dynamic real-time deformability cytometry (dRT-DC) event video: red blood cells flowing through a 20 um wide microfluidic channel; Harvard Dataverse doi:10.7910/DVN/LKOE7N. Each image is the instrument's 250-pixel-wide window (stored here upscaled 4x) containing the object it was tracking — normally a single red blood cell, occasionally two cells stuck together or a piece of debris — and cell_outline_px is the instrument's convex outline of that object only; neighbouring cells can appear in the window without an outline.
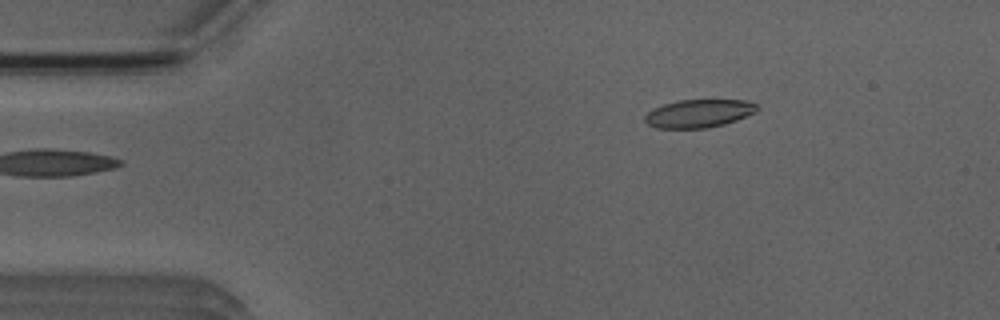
{"species": "Egyptian fruit bat (a non-hibernating species)", "species_latin": "Rousettus aegyptiacus", "temperature_condition": "room temperature", "stored_images_in_passage": 6, "camera_frame_rate_fps": 3000, "um_per_image_px": 0.085, "animal": {"sex": "male"}, "frame": {"image": 1, "passage_image": 6, "time_ms": 5.667, "image_size_px": [1000, 320], "cell_outline_px": [[760, 108], [756, 112], [736, 120], [724, 124], [704, 128], [656, 128], [648, 124], [644, 120], [644, 116], [652, 108], [664, 104], [680, 100], [744, 100], [756, 104]], "centroid_in_image_um": [59.39, 9.64], "position_along_channel_um": 25.6, "area_um2": 18.32}}